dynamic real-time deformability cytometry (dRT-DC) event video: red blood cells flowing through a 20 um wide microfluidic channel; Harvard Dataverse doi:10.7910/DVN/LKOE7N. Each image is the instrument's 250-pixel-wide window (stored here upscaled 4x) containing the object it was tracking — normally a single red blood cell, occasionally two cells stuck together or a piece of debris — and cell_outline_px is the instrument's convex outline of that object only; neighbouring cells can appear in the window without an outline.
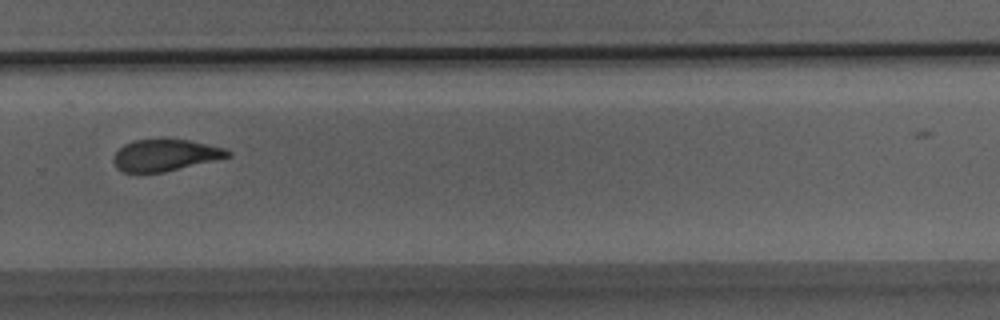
{"species": "Egyptian fruit bat (a non-hibernating species)", "species_latin": "Rousettus aegyptiacus", "temperature_condition": "room temperature", "stored_images_in_passage": 24, "camera_frame_rate_fps": 3000, "um_per_image_px": 0.085, "animal": {"sex": "male"}, "frame": {"image": 1, "passage_image": 20, "time_ms": 6.333, "image_size_px": [1000, 320], "cell_outline_px": [[232, 156], [164, 172], [124, 172], [116, 168], [112, 160], [116, 152], [124, 144], [136, 140], [188, 140], [224, 148], [232, 152]], "centroid_in_image_um": [14.04, 13.2], "position_along_channel_um": 315.8, "area_um2": 20.75}}
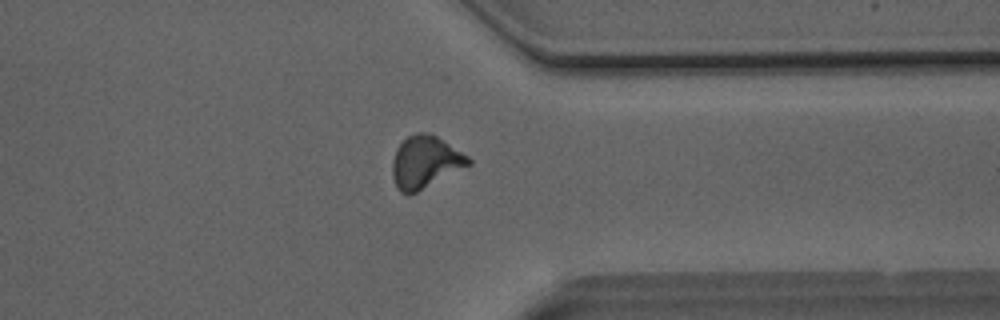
{"frame": {"image": 2, "passage_image": 23, "time_ms": 7.333, "image_size_px": [1000, 320], "cell_outline_px": [[472, 164], [408, 196], [400, 192], [396, 188], [392, 176], [392, 160], [396, 148], [408, 136], [416, 132], [428, 132], [436, 136], [468, 156], [472, 160]], "centroid_in_image_um": [36.11, 13.79], "position_along_channel_um": 375.3, "area_um2": 23.18}}